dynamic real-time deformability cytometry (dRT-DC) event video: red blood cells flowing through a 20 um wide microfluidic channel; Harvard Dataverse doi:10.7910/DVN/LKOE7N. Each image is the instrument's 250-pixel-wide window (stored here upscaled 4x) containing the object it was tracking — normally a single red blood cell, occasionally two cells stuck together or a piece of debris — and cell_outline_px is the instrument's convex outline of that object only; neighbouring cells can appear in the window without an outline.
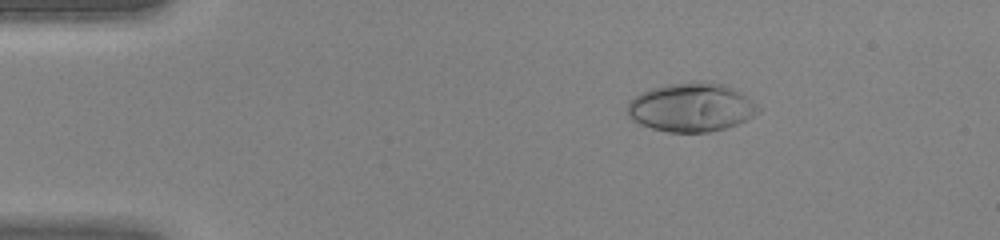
{"species": "human", "species_latin": "Homo sapiens", "temperature_condition": "warm", "stored_images_in_passage": 38, "camera_frame_rate_fps": 3000, "um_per_image_px": 0.085, "donor": {"sex": "female"}, "frame": {"image": 1, "passage_image": 1, "time_ms": 0.0, "image_size_px": [1000, 240], "cell_outline_px": [[760, 112], [736, 124], [724, 128], [708, 132], [668, 132], [652, 128], [640, 124], [632, 120], [628, 116], [628, 104], [640, 92], [664, 84], [692, 80], [704, 80], [724, 84], [732, 88], [752, 100], [760, 108]], "centroid_in_image_um": [58.74, 9.1], "position_along_channel_um": 26.3, "area_um2": 37.28}}
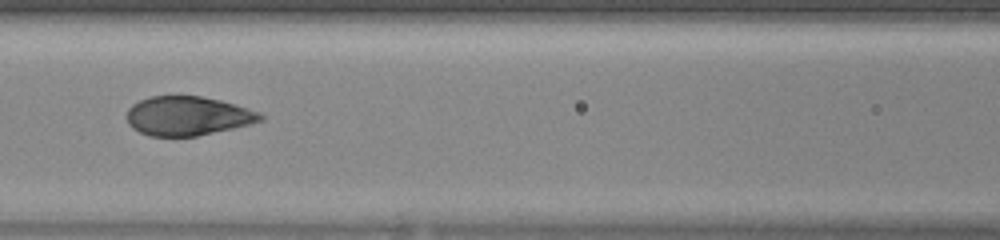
{"frame": {"image": 2, "passage_image": 14, "time_ms": 4.333, "image_size_px": [1000, 240], "cell_outline_px": [[264, 120], [232, 128], [196, 136], [148, 136], [132, 128], [128, 124], [124, 116], [128, 108], [132, 104], [140, 100], [152, 96], [200, 96], [220, 100], [260, 112], [264, 116]], "centroid_in_image_um": [15.9, 9.85], "position_along_channel_um": 150.7, "area_um2": 30.46}}
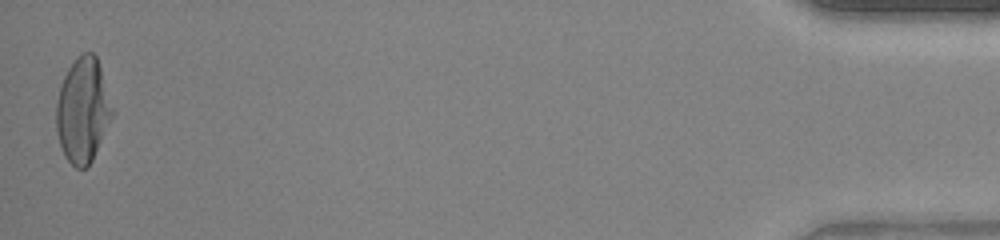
{"frame": {"image": 3, "passage_image": 38, "time_ms": 12.333, "image_size_px": [1000, 240], "cell_outline_px": [[112, 116], [92, 160], [84, 168], [76, 168], [64, 156], [56, 132], [56, 104], [60, 84], [68, 68], [76, 56], [80, 52], [92, 52], [96, 56], [100, 68], [112, 108]], "centroid_in_image_um": [7.0, 9.35], "position_along_channel_um": 428.2, "area_um2": 33.76}}